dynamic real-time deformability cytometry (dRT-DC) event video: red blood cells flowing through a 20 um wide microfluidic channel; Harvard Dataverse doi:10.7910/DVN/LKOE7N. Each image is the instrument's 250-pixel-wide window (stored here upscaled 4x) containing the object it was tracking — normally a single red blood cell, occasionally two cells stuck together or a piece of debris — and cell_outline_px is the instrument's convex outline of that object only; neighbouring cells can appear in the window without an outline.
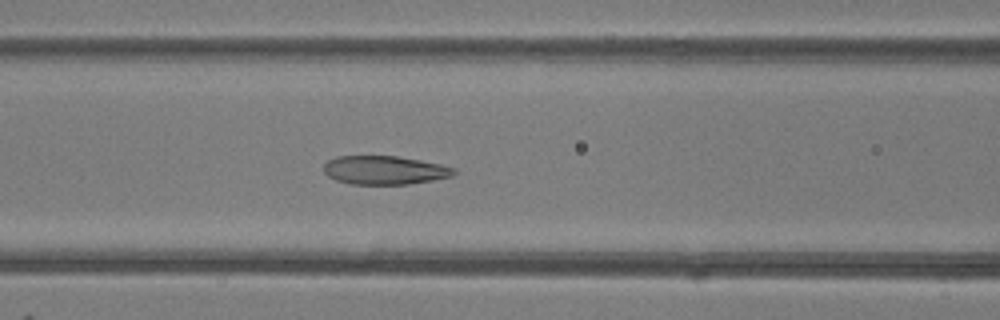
{"species": "common noctule bat (a hibernating species)", "species_latin": "Nyctalus noctula", "temperature_condition": "room temperature", "stored_images_in_passage": 49, "camera_frame_rate_fps": 3000, "um_per_image_px": 0.085, "animal": {"sex": "female"}, "frame": {"image": 1, "passage_image": 21, "time_ms": 6.667, "image_size_px": [1000, 320], "cell_outline_px": [[456, 172], [452, 176], [432, 180], [408, 184], [352, 184], [336, 180], [328, 176], [324, 172], [324, 164], [328, 160], [336, 156], [396, 156], [420, 160], [440, 164], [456, 168]], "centroid_in_image_um": [32.68, 14.46], "position_along_channel_um": 133.9, "area_um2": 21.68}}
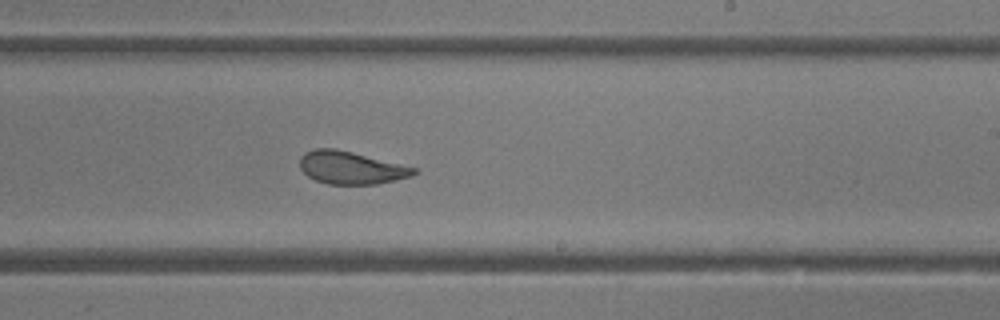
{"frame": {"image": 2, "passage_image": 30, "time_ms": 9.667, "image_size_px": [1000, 320], "cell_outline_px": [[420, 172], [412, 176], [396, 180], [376, 184], [328, 184], [316, 180], [308, 176], [300, 168], [300, 156], [304, 152], [312, 148], [336, 148], [416, 168]], "centroid_in_image_um": [29.82, 14.25], "position_along_channel_um": 259.2, "area_um2": 21.73}}
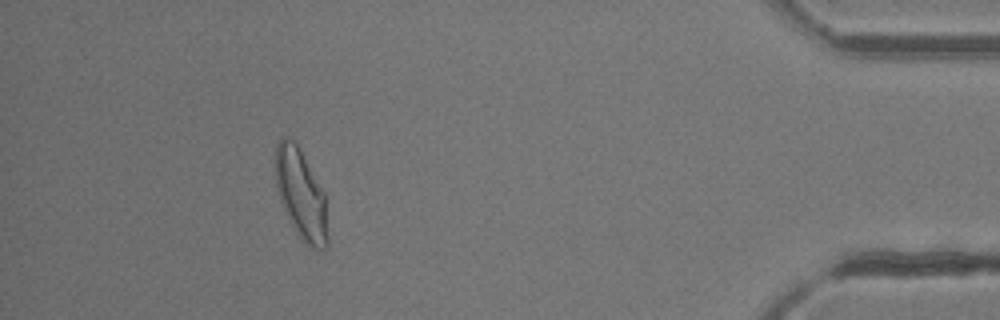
{"frame": {"image": 3, "passage_image": 45, "time_ms": 14.667, "image_size_px": [1000, 320], "cell_outline_px": [[328, 244], [324, 248], [312, 248], [300, 236], [292, 224], [280, 200], [276, 184], [276, 144], [280, 136], [288, 136], [300, 148], [324, 192], [328, 240]], "centroid_in_image_um": [25.58, 16.46], "position_along_channel_um": 409.6, "area_um2": 26.88}, "authors_computed_cell_mechanics": {"area_um2": 25.0852, "velocity_mm_per_s": 4.1769, "shape_relaxation_time_tau1_ms": 4.827, "shape_relaxation_time_tau2_ms": 1.2163, "deformation_change_tau1": 0.1486, "deformation_change_tau2": 0.0897}}